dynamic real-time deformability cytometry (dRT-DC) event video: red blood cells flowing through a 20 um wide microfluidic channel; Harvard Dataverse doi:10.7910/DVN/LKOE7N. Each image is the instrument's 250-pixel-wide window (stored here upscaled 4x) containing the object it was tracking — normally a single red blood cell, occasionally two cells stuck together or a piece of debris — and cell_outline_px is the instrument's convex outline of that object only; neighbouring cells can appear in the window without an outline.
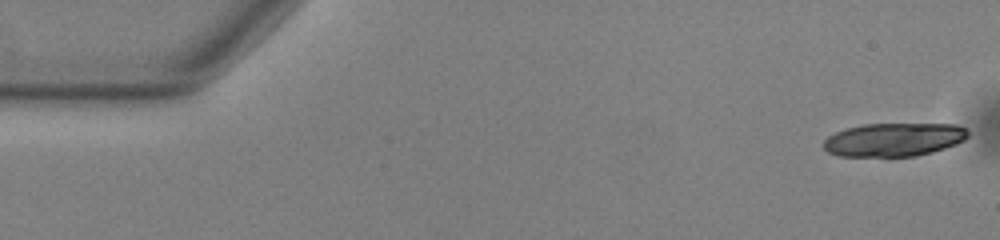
{"species": "common noctule bat (a hibernating species)", "species_latin": "Nyctalus noctula", "temperature_condition": "warm", "stored_images_in_passage": 17, "camera_frame_rate_fps": 3000, "um_per_image_px": 0.085, "animal": {"sex": "male", "body_mass_g": 13.0, "forearm_length_mm": 53.1}, "frame": {"image": 1, "passage_image": 1, "time_ms": 0.0, "image_size_px": [1000, 240], "cell_outline_px": [[968, 136], [964, 140], [956, 144], [932, 152], [916, 156], [840, 156], [828, 152], [824, 148], [824, 140], [828, 136], [836, 132], [848, 128], [864, 124], [956, 124], [964, 128], [968, 132]], "centroid_in_image_um": [75.99, 11.87], "position_along_channel_um": 9.0, "area_um2": 27.98}}
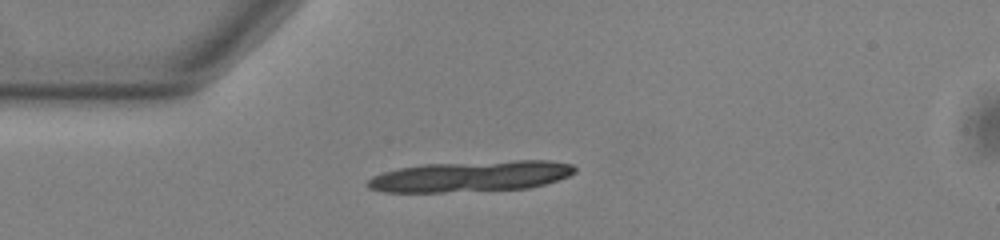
{"frame": {"image": 2, "passage_image": 13, "time_ms": 4.0, "image_size_px": [1000, 240], "cell_outline_px": [[576, 172], [568, 176], [544, 184], [528, 188], [444, 192], [384, 192], [368, 188], [364, 184], [372, 176], [384, 172], [400, 168], [420, 164], [516, 160], [552, 160], [572, 164], [576, 168]], "centroid_in_image_um": [40.0, 14.98], "position_along_channel_um": 45.0, "area_um2": 37.34}}